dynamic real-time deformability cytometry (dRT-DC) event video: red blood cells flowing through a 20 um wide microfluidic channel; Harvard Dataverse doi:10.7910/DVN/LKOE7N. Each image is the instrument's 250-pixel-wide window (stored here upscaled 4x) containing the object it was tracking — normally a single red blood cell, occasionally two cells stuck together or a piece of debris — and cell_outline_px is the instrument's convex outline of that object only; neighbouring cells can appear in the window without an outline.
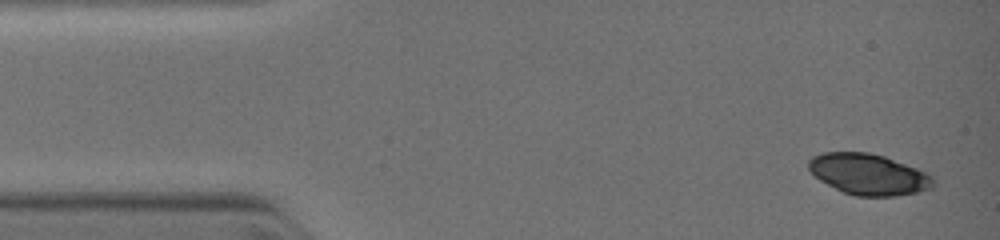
{"species": "common noctule bat (a hibernating species)", "species_latin": "Nyctalus noctula", "temperature_condition": "warm", "stored_images_in_passage": 6, "camera_frame_rate_fps": 3000, "um_per_image_px": 0.085, "animal": {"sex": "female", "body_mass_g": 19.0, "forearm_length_mm": 51.5}, "frame": {"image": 1, "passage_image": 1, "time_ms": 0.0, "image_size_px": [1000, 240], "cell_outline_px": [[932, 188], [916, 192], [896, 196], [856, 196], [840, 192], [820, 180], [808, 168], [808, 160], [812, 156], [820, 152], [868, 152], [884, 156], [928, 172], [932, 176]], "centroid_in_image_um": [73.79, 14.81], "position_along_channel_um": 11.2, "area_um2": 29.88}}